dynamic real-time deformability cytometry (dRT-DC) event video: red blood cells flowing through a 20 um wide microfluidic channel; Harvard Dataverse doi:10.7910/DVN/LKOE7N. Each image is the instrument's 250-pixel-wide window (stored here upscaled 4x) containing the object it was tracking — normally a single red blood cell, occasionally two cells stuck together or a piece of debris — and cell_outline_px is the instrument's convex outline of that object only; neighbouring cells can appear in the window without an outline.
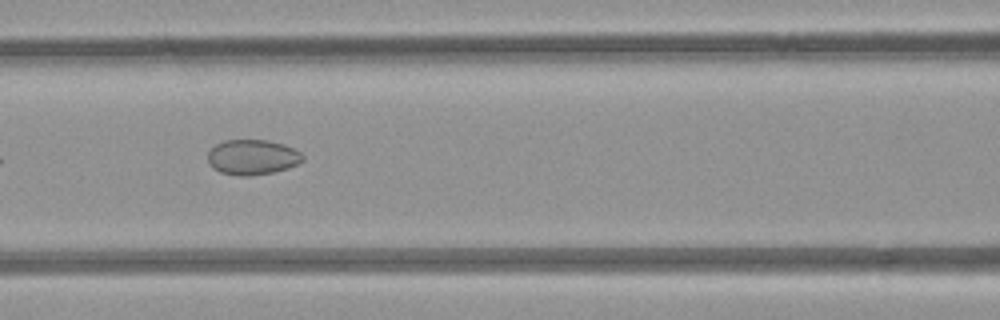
{"species": "common noctule bat (a hibernating species)", "species_latin": "Nyctalus noctula", "temperature_condition": "room temperature", "stored_images_in_passage": 6, "camera_frame_rate_fps": 3000, "um_per_image_px": 0.085, "animal": {"sex": "female", "body_mass_g": 21.9}, "frame": {"image": 1, "passage_image": 6, "time_ms": 6.0, "image_size_px": [1000, 320], "cell_outline_px": [[304, 160], [288, 168], [272, 172], [248, 176], [240, 176], [220, 172], [212, 168], [208, 164], [208, 152], [216, 144], [224, 140], [268, 140], [284, 144], [300, 152], [304, 156]], "centroid_in_image_um": [21.44, 13.36], "position_along_channel_um": 145.2, "area_um2": 19.48}}